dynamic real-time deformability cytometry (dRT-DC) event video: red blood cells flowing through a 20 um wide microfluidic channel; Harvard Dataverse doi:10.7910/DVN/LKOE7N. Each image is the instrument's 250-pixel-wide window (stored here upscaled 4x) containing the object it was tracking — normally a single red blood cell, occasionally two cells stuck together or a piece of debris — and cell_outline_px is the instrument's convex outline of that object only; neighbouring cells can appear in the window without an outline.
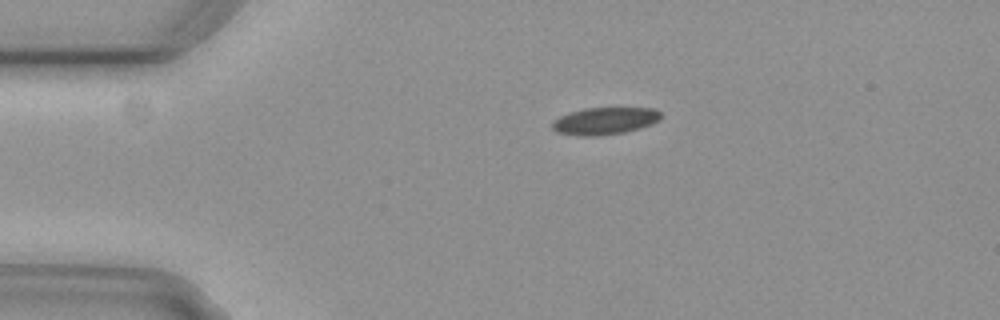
{"species": "common noctule bat (a hibernating species)", "species_latin": "Nyctalus noctula", "temperature_condition": "cold", "stored_images_in_passage": 5, "camera_frame_rate_fps": 3000, "um_per_image_px": 0.085, "animal": {"sex": "female", "body_mass_g": 29.2, "forearm_length_mm": 56.3}, "frame": {"image": 1, "passage_image": 2, "time_ms": 0.333, "image_size_px": [1000, 320], "cell_outline_px": [[660, 120], [652, 124], [640, 128], [624, 132], [596, 136], [580, 136], [556, 132], [552, 128], [552, 120], [568, 112], [584, 108], [656, 108], [660, 112]], "centroid_in_image_um": [51.38, 10.27], "position_along_channel_um": 33.6, "area_um2": 17.34}}